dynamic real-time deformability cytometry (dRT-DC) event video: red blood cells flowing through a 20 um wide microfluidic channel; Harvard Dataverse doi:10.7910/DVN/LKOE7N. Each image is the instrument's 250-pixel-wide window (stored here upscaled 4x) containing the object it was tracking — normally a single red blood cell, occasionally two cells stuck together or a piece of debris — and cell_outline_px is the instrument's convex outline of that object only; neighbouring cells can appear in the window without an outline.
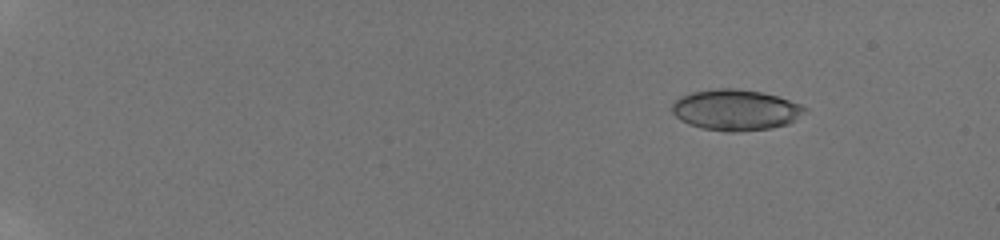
{"species": "human", "species_latin": "Homo sapiens", "temperature_condition": "room temperature", "stored_images_in_passage": 54, "camera_frame_rate_fps": 3000, "um_per_image_px": 0.085, "donor": {"sex": "male"}, "frame": {"image": 1, "passage_image": 6, "time_ms": 1.667, "image_size_px": [1000, 240], "cell_outline_px": [[808, 112], [788, 124], [772, 128], [732, 132], [728, 132], [700, 128], [688, 124], [680, 120], [672, 112], [672, 104], [680, 96], [692, 92], [716, 88], [736, 88], [760, 92], [776, 96], [800, 104], [808, 108]], "centroid_in_image_um": [62.53, 9.35], "position_along_channel_um": 22.5, "area_um2": 31.79}}
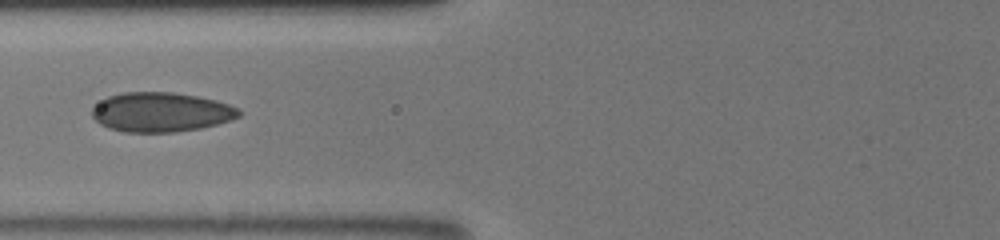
{"frame": {"image": 2, "passage_image": 32, "time_ms": 7.667, "image_size_px": [1000, 240], "cell_outline_px": [[240, 116], [216, 124], [200, 128], [176, 132], [124, 132], [108, 128], [100, 124], [92, 116], [92, 108], [108, 96], [124, 92], [172, 92], [196, 96], [216, 100], [240, 108]], "centroid_in_image_um": [13.67, 9.53], "position_along_channel_um": 112.1, "area_um2": 33.7}}
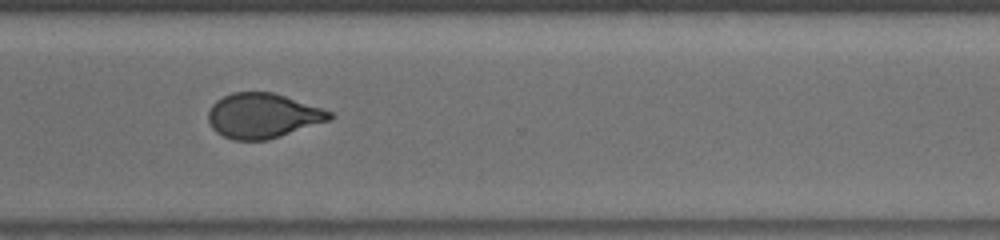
{"frame": {"image": 3, "passage_image": 53, "time_ms": 13.333, "image_size_px": [1000, 240], "cell_outline_px": [[336, 116], [332, 120], [268, 140], [232, 140], [216, 132], [212, 128], [208, 120], [208, 112], [212, 104], [216, 100], [232, 92], [272, 92], [332, 112]], "centroid_in_image_um": [22.33, 9.85], "position_along_channel_um": 348.3, "area_um2": 31.73}}